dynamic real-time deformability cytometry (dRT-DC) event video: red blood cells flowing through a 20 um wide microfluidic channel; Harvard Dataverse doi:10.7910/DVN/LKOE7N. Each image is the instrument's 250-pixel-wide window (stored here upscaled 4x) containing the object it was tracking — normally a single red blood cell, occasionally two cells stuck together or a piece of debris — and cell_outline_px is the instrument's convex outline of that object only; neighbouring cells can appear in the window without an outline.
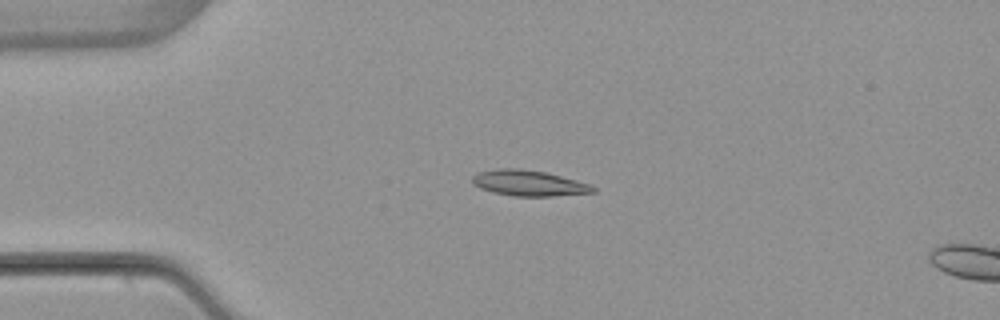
{"species": "common noctule bat (a hibernating species)", "species_latin": "Nyctalus noctula", "temperature_condition": "warm", "stored_images_in_passage": 4, "camera_frame_rate_fps": 3000, "um_per_image_px": 0.085, "animal": {"sex": "female", "body_mass_g": 22.7, "forearm_length_mm": 54.2}, "frame": {"image": 1, "passage_image": 3, "time_ms": 3.667, "image_size_px": [1000, 320], "cell_outline_px": [[596, 192], [552, 196], [512, 196], [492, 192], [480, 188], [472, 184], [472, 176], [476, 172], [500, 168], [520, 168], [544, 172], [592, 184], [596, 188]], "centroid_in_image_um": [44.92, 15.56], "position_along_channel_um": 40.1, "area_um2": 18.21}}